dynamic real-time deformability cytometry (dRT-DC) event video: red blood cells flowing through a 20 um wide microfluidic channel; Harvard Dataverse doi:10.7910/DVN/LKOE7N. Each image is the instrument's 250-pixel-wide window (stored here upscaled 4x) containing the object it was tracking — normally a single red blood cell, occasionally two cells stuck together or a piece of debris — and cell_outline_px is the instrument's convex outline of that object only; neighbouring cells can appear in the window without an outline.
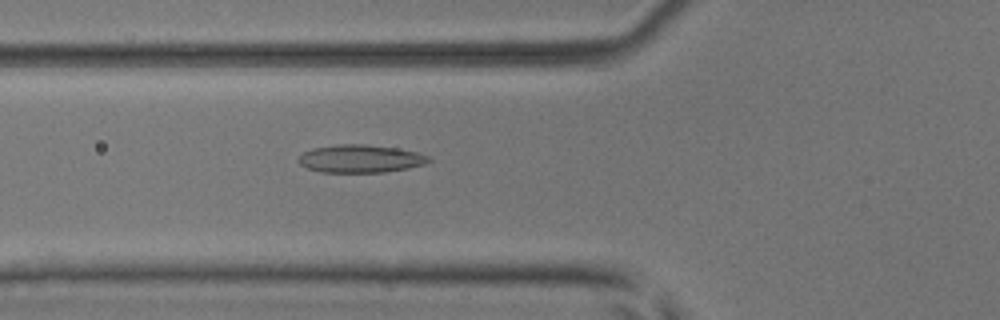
{"species": "common noctule bat (a hibernating species)", "species_latin": "Nyctalus noctula", "temperature_condition": "room temperature", "stored_images_in_passage": 54, "camera_frame_rate_fps": 3000, "um_per_image_px": 0.085, "animal": {"sex": "male", "body_mass_g": 17.9, "forearm_length_mm": 54.2}, "frame": {"image": 1, "passage_image": 20, "time_ms": 6.333, "image_size_px": [1000, 320], "cell_outline_px": [[432, 160], [424, 164], [408, 168], [384, 172], [320, 172], [308, 168], [300, 164], [296, 160], [304, 152], [312, 148], [336, 144], [364, 144], [396, 148], [416, 152], [428, 156]], "centroid_in_image_um": [30.61, 13.49], "position_along_channel_um": 95.2, "area_um2": 21.1}}
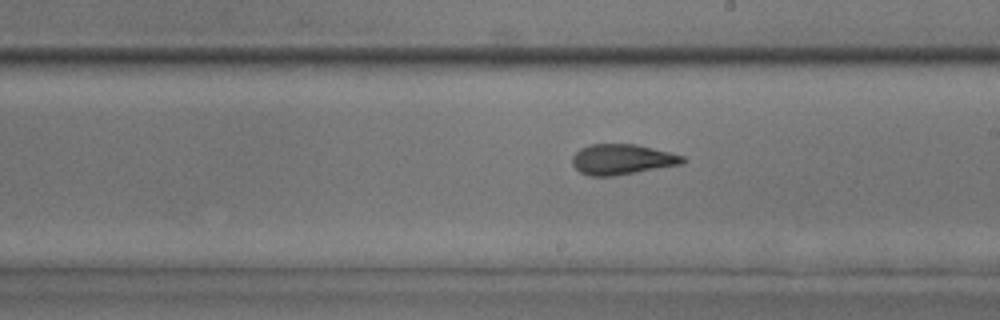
{"frame": {"image": 2, "passage_image": 31, "time_ms": 10.0, "image_size_px": [1000, 320], "cell_outline_px": [[688, 160], [684, 164], [612, 176], [588, 176], [580, 172], [572, 164], [572, 156], [580, 148], [588, 144], [636, 144], [684, 156]], "centroid_in_image_um": [52.87, 13.55], "position_along_channel_um": 236.1, "area_um2": 19.65}}
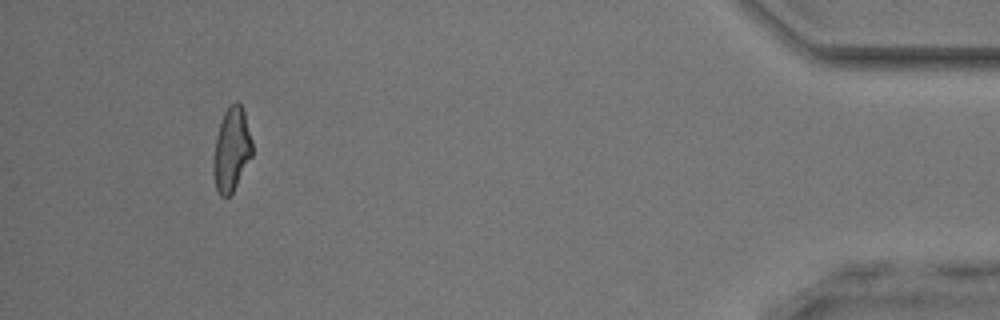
{"frame": {"image": 3, "passage_image": 50, "time_ms": 16.333, "image_size_px": [1000, 320], "cell_outline_px": [[252, 156], [232, 192], [228, 196], [220, 196], [216, 188], [212, 172], [216, 136], [224, 112], [236, 100], [240, 104], [244, 112], [252, 140]], "centroid_in_image_um": [19.67, 12.72], "position_along_channel_um": 415.5, "area_um2": 18.67}, "authors_computed_cell_mechanics": {"area_um2": 19.7098, "velocity_mm_per_s": 3.853, "shape_relaxation_time_tau1_ms": 6.637, "shape_relaxation_time_tau2_ms": 1.6378, "deformation_change_tau1": 0.1583, "deformation_change_tau2": 0.0988}}